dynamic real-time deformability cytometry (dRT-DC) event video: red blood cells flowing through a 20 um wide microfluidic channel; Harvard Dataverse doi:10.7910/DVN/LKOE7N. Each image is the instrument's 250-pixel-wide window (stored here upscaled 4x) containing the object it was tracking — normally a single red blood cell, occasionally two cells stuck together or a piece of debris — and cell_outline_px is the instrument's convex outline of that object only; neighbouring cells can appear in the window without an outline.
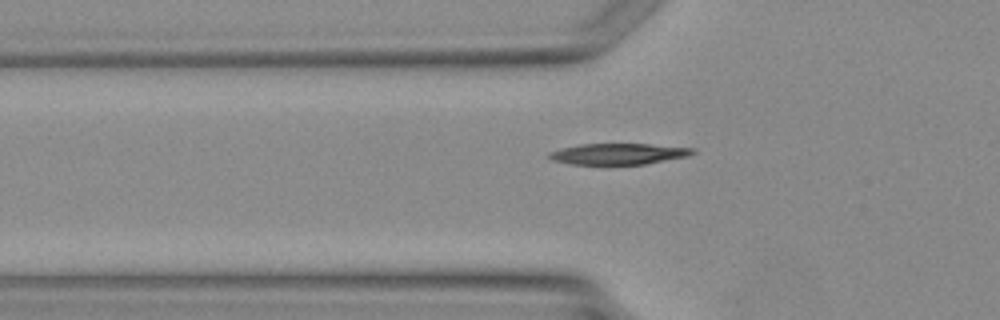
{"species": "Egyptian fruit bat (a non-hibernating species)", "species_latin": "Rousettus aegyptiacus", "temperature_condition": "warm", "stored_images_in_passage": 2, "camera_frame_rate_fps": 3000, "um_per_image_px": 0.085, "animal": {"sex": "female"}, "frame": {"image": 1, "passage_image": 2, "time_ms": 1.333, "image_size_px": [1000, 320], "cell_outline_px": [[696, 152], [688, 156], [644, 164], [568, 164], [552, 160], [548, 156], [548, 152], [580, 144], [648, 144], [692, 148]], "centroid_in_image_um": [52.54, 13.08], "position_along_channel_um": 73.3, "area_um2": 17.4}}